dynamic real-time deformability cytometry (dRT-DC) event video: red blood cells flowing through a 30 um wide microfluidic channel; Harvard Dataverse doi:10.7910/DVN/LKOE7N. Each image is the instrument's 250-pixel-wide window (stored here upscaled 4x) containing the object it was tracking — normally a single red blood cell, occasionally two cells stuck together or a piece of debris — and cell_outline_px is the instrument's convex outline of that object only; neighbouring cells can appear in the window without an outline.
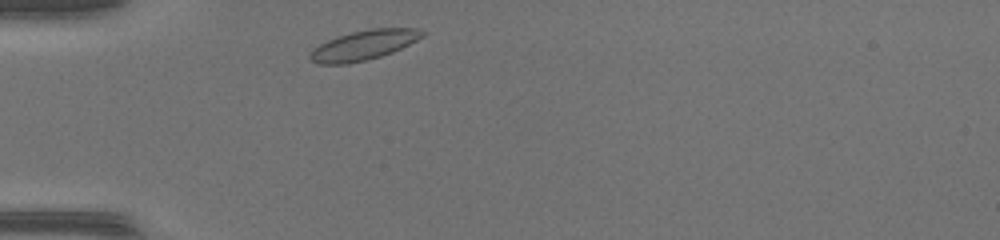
{"species": "common noctule bat (a hibernating species)", "species_latin": "Nyctalus noctula", "temperature_condition": "warm", "stored_images_in_passage": 30, "camera_frame_rate_fps": 3000, "um_per_image_px": 0.085, "animal": {"sex": "female", "body_mass_g": 17.0, "forearm_length_mm": 48.0}, "frame": {"image": 1, "passage_image": 2, "time_ms": 0.333, "image_size_px": [1000, 240], "cell_outline_px": [[428, 32], [424, 36], [392, 52], [380, 56], [348, 64], [320, 64], [312, 60], [308, 56], [312, 48], [336, 36], [368, 28], [420, 28]], "centroid_in_image_um": [30.92, 3.82], "position_along_channel_um": 54.1, "area_um2": 19.48}}
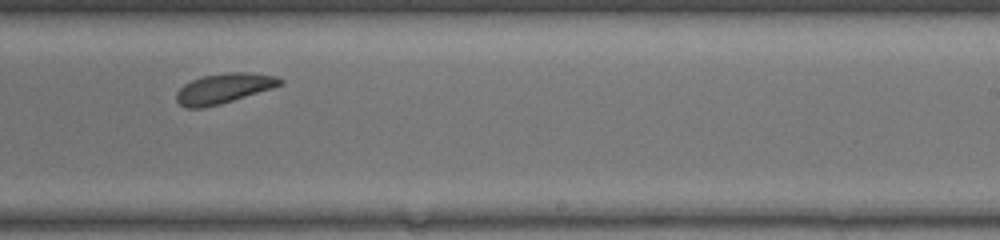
{"frame": {"image": 2, "passage_image": 19, "time_ms": 6.0, "image_size_px": [1000, 240], "cell_outline_px": [[284, 80], [280, 84], [272, 88], [220, 104], [204, 108], [184, 108], [176, 100], [176, 92], [184, 84], [192, 80], [204, 76], [228, 72], [248, 72], [276, 76]], "centroid_in_image_um": [18.99, 7.52], "position_along_channel_um": 270.0, "area_um2": 17.98}}
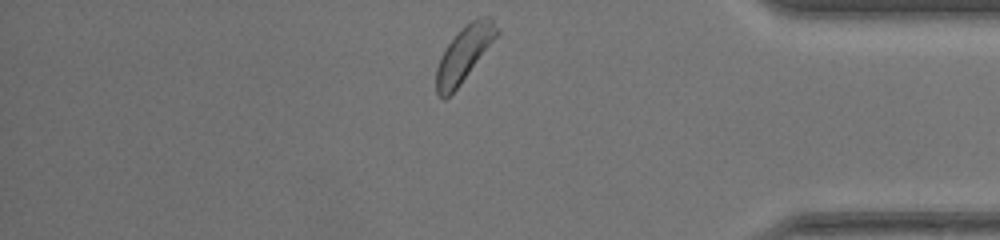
{"frame": {"image": 3, "passage_image": 30, "time_ms": 9.667, "image_size_px": [1000, 240], "cell_outline_px": [[500, 32], [460, 84], [444, 100], [436, 92], [436, 68], [440, 56], [448, 44], [460, 28], [472, 20], [480, 16], [488, 16], [492, 20]], "centroid_in_image_um": [39.42, 4.56], "position_along_channel_um": 395.8, "area_um2": 19.07}, "authors_computed_cell_mechanics": {"area_um2": 18.0047, "velocity_mm_per_s": 4.0786, "shape_relaxation_time_tau1_ms": 2.0258, "shape_relaxation_time_tau2_ms": null, "deformation_change_tau1": 0.081, "deformation_change_tau2": null}}